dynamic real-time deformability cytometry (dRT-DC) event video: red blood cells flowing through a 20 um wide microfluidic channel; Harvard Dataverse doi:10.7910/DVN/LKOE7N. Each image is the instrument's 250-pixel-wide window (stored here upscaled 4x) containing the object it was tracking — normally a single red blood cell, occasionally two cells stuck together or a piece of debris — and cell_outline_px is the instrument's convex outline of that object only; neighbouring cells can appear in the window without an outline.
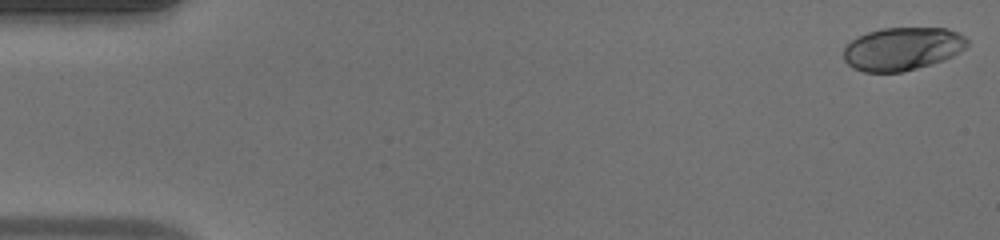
{"species": "human", "species_latin": "Homo sapiens", "temperature_condition": "warm", "stored_images_in_passage": 50, "camera_frame_rate_fps": 3000, "um_per_image_px": 0.085, "donor": {"sex": "male"}, "frame": {"image": 1, "passage_image": 1, "time_ms": 0.0, "image_size_px": [1000, 240], "cell_outline_px": [[968, 44], [960, 52], [944, 60], [916, 68], [900, 72], [864, 72], [852, 68], [844, 60], [844, 48], [856, 36], [880, 28], [948, 28], [964, 36], [968, 40]], "centroid_in_image_um": [76.69, 4.14], "position_along_channel_um": 8.3, "area_um2": 31.04}}
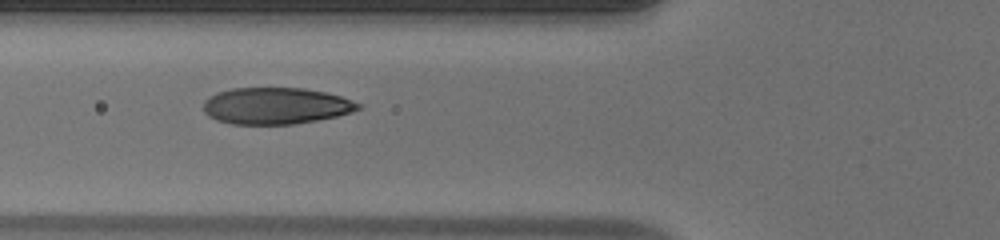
{"frame": {"image": 2, "passage_image": 19, "time_ms": 6.0, "image_size_px": [1000, 240], "cell_outline_px": [[364, 108], [352, 112], [336, 116], [316, 120], [292, 124], [232, 124], [216, 120], [208, 116], [204, 112], [204, 100], [208, 96], [216, 92], [232, 88], [304, 88], [324, 92], [340, 96], [352, 100], [360, 104]], "centroid_in_image_um": [23.43, 8.99], "position_along_channel_um": 102.4, "area_um2": 33.12}}
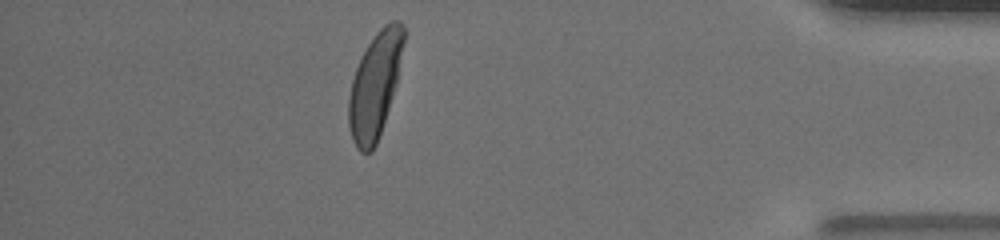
{"frame": {"image": 3, "passage_image": 44, "time_ms": 14.333, "image_size_px": [1000, 240], "cell_outline_px": [[404, 40], [396, 84], [376, 144], [372, 152], [360, 152], [356, 148], [352, 140], [348, 124], [348, 96], [352, 80], [356, 68], [368, 44], [376, 32], [384, 24], [392, 20], [400, 20], [404, 24]], "centroid_in_image_um": [31.85, 7.24], "position_along_channel_um": 403.3, "area_um2": 33.41}, "authors_computed_cell_mechanics": {"area_um2": 33.0327, "velocity_mm_per_s": 4.1258, "shape_relaxation_time_tau1_ms": 3.2054, "shape_relaxation_time_tau2_ms": null, "deformation_change_tau1": 0.2, "deformation_change_tau2": null}}